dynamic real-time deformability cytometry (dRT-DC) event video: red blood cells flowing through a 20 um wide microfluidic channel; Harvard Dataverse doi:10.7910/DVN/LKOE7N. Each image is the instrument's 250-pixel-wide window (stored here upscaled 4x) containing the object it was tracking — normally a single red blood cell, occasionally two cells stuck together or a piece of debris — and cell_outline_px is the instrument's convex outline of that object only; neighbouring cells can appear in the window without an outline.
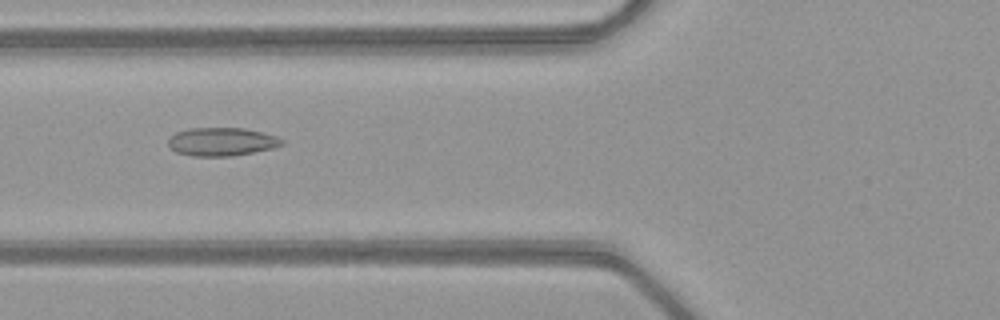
{"species": "common noctule bat (a hibernating species)", "species_latin": "Nyctalus noctula", "temperature_condition": "warm", "stored_images_in_passage": 52, "camera_frame_rate_fps": 3000, "um_per_image_px": 0.085, "animal": {"sex": "female", "body_mass_g": 21.9}, "frame": {"image": 1, "passage_image": 21, "time_ms": 6.667, "image_size_px": [1000, 320], "cell_outline_px": [[284, 144], [272, 148], [232, 156], [192, 156], [176, 152], [168, 144], [168, 140], [176, 132], [188, 128], [244, 128], [276, 136], [284, 140]], "centroid_in_image_um": [18.84, 12.04], "position_along_channel_um": 107.0, "area_um2": 18.61}}
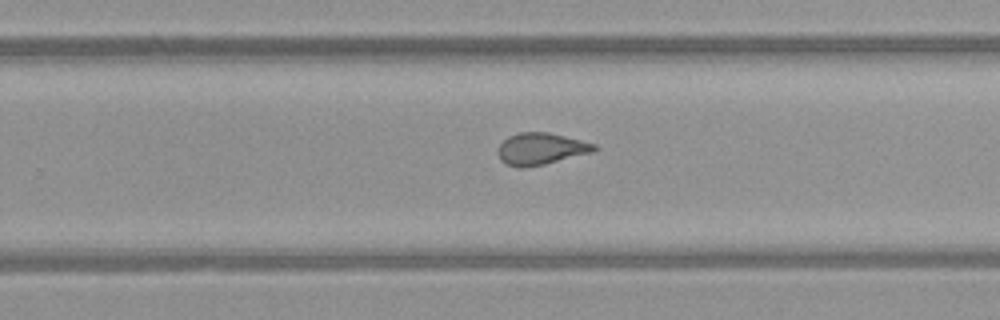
{"frame": {"image": 2, "passage_image": 34, "time_ms": 11.0, "image_size_px": [1000, 320], "cell_outline_px": [[600, 148], [596, 152], [544, 164], [524, 168], [516, 168], [500, 160], [496, 152], [500, 144], [508, 136], [520, 132], [548, 132], [596, 144]], "centroid_in_image_um": [45.99, 12.66], "position_along_channel_um": 283.8, "area_um2": 18.09}}
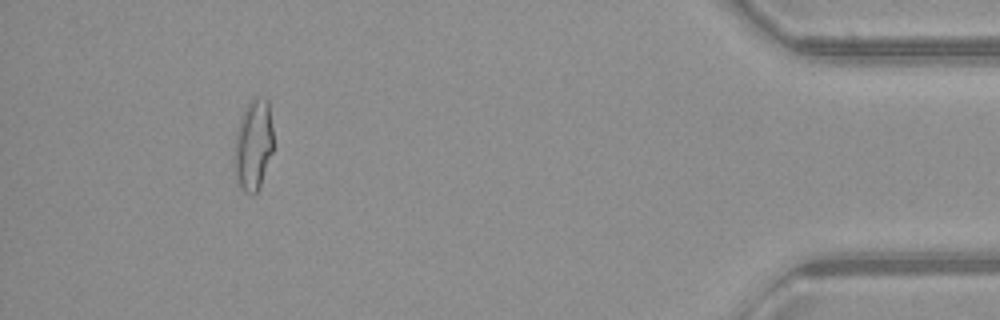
{"frame": {"image": 3, "passage_image": 48, "time_ms": 15.667, "image_size_px": [1000, 320], "cell_outline_px": [[272, 152], [260, 188], [252, 196], [244, 192], [236, 184], [236, 128], [240, 116], [244, 108], [256, 96], [268, 100], [272, 128]], "centroid_in_image_um": [21.54, 12.34], "position_along_channel_um": 413.7, "area_um2": 20.52}, "authors_computed_cell_mechanics": {"area_um2": 19.3919, "velocity_mm_per_s": 4.0796, "shape_relaxation_time_tau1_ms": null, "shape_relaxation_time_tau2_ms": 1.065, "deformation_change_tau1": null, "deformation_change_tau2": 0.0844}}